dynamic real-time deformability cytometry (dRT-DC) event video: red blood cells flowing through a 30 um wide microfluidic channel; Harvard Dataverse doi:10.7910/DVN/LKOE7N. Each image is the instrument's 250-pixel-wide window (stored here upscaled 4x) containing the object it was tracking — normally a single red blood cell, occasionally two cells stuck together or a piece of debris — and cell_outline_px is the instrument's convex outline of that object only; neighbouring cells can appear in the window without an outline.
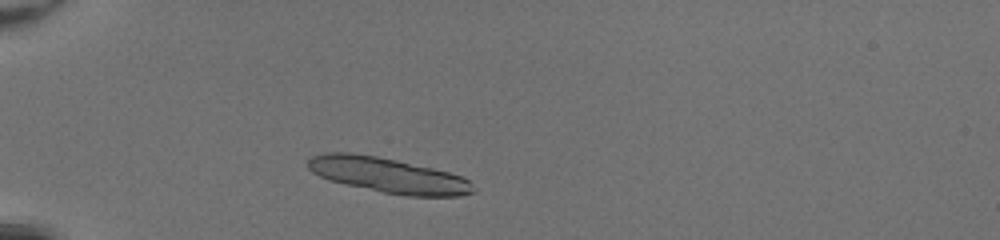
{"species": "common noctule bat (a hibernating species)", "species_latin": "Nyctalus noctula", "temperature_condition": "room temperature", "stored_images_in_passage": 39, "camera_frame_rate_fps": 3000, "um_per_image_px": 0.085, "animal": {"sex": "female", "body_mass_g": 20.0, "forearm_length_mm": 54.0}, "frame": {"image": 1, "passage_image": 6, "time_ms": 1.667, "image_size_px": [1000, 240], "cell_outline_px": [[476, 192], [460, 196], [404, 196], [344, 184], [328, 180], [312, 172], [308, 168], [308, 160], [312, 156], [324, 152], [352, 152], [376, 156], [396, 160], [432, 168], [448, 172], [460, 176], [468, 180]], "centroid_in_image_um": [32.96, 14.89], "position_along_channel_um": 52.0, "area_um2": 33.76}, "authors_computed_cell_mechanics": {"area_um2": 19.1896, "velocity_mm_per_s": 4.2716, "shape_relaxation_time_tau1_ms": 4.0751, "shape_relaxation_time_tau2_ms": 2.9494, "deformation_change_tau1": 0.128, "deformation_change_tau2": 0.0913}}